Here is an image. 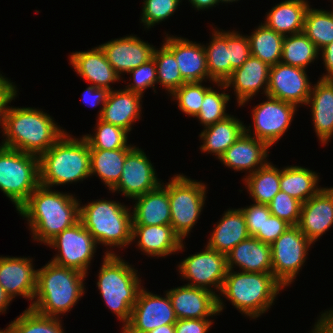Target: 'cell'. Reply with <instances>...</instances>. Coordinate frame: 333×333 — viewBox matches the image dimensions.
<instances>
[{"instance_id": "1", "label": "cell", "mask_w": 333, "mask_h": 333, "mask_svg": "<svg viewBox=\"0 0 333 333\" xmlns=\"http://www.w3.org/2000/svg\"><path fill=\"white\" fill-rule=\"evenodd\" d=\"M75 194L39 185L17 210L26 218L33 240L45 245L63 230L79 222L80 201Z\"/></svg>"}, {"instance_id": "2", "label": "cell", "mask_w": 333, "mask_h": 333, "mask_svg": "<svg viewBox=\"0 0 333 333\" xmlns=\"http://www.w3.org/2000/svg\"><path fill=\"white\" fill-rule=\"evenodd\" d=\"M15 94L4 111L2 145L24 153L40 156L53 146L66 132L53 118L41 109L10 107ZM59 126V127H58Z\"/></svg>"}, {"instance_id": "3", "label": "cell", "mask_w": 333, "mask_h": 333, "mask_svg": "<svg viewBox=\"0 0 333 333\" xmlns=\"http://www.w3.org/2000/svg\"><path fill=\"white\" fill-rule=\"evenodd\" d=\"M80 271L62 267L49 261L37 269V287L32 308L37 313L50 317L71 311L85 294L84 278Z\"/></svg>"}, {"instance_id": "4", "label": "cell", "mask_w": 333, "mask_h": 333, "mask_svg": "<svg viewBox=\"0 0 333 333\" xmlns=\"http://www.w3.org/2000/svg\"><path fill=\"white\" fill-rule=\"evenodd\" d=\"M90 176V149L84 137L73 138L65 132L39 156V183L42 186L51 188L76 183Z\"/></svg>"}, {"instance_id": "5", "label": "cell", "mask_w": 333, "mask_h": 333, "mask_svg": "<svg viewBox=\"0 0 333 333\" xmlns=\"http://www.w3.org/2000/svg\"><path fill=\"white\" fill-rule=\"evenodd\" d=\"M99 271L97 286L110 309L125 327L131 318L141 285L138 270L123 260L121 256L106 251Z\"/></svg>"}, {"instance_id": "6", "label": "cell", "mask_w": 333, "mask_h": 333, "mask_svg": "<svg viewBox=\"0 0 333 333\" xmlns=\"http://www.w3.org/2000/svg\"><path fill=\"white\" fill-rule=\"evenodd\" d=\"M284 287L272 273L234 272L227 270L220 294L231 301L240 313L258 318L266 313Z\"/></svg>"}, {"instance_id": "7", "label": "cell", "mask_w": 333, "mask_h": 333, "mask_svg": "<svg viewBox=\"0 0 333 333\" xmlns=\"http://www.w3.org/2000/svg\"><path fill=\"white\" fill-rule=\"evenodd\" d=\"M126 205L114 200L100 199L84 206L80 204L79 221L97 244L111 248L132 244V213Z\"/></svg>"}, {"instance_id": "8", "label": "cell", "mask_w": 333, "mask_h": 333, "mask_svg": "<svg viewBox=\"0 0 333 333\" xmlns=\"http://www.w3.org/2000/svg\"><path fill=\"white\" fill-rule=\"evenodd\" d=\"M39 185V157L0 144V190L16 210Z\"/></svg>"}, {"instance_id": "9", "label": "cell", "mask_w": 333, "mask_h": 333, "mask_svg": "<svg viewBox=\"0 0 333 333\" xmlns=\"http://www.w3.org/2000/svg\"><path fill=\"white\" fill-rule=\"evenodd\" d=\"M170 201L171 226L182 239L188 236L204 207L207 186L201 181L176 174L166 184Z\"/></svg>"}, {"instance_id": "10", "label": "cell", "mask_w": 333, "mask_h": 333, "mask_svg": "<svg viewBox=\"0 0 333 333\" xmlns=\"http://www.w3.org/2000/svg\"><path fill=\"white\" fill-rule=\"evenodd\" d=\"M312 244L298 226H290L271 244L272 274L284 288L295 280Z\"/></svg>"}, {"instance_id": "11", "label": "cell", "mask_w": 333, "mask_h": 333, "mask_svg": "<svg viewBox=\"0 0 333 333\" xmlns=\"http://www.w3.org/2000/svg\"><path fill=\"white\" fill-rule=\"evenodd\" d=\"M46 245L58 250L51 262L88 274L97 243L80 221L57 234Z\"/></svg>"}, {"instance_id": "12", "label": "cell", "mask_w": 333, "mask_h": 333, "mask_svg": "<svg viewBox=\"0 0 333 333\" xmlns=\"http://www.w3.org/2000/svg\"><path fill=\"white\" fill-rule=\"evenodd\" d=\"M266 98L252 109L253 134L251 126H245V132L272 147L289 128L297 107L267 95Z\"/></svg>"}, {"instance_id": "13", "label": "cell", "mask_w": 333, "mask_h": 333, "mask_svg": "<svg viewBox=\"0 0 333 333\" xmlns=\"http://www.w3.org/2000/svg\"><path fill=\"white\" fill-rule=\"evenodd\" d=\"M182 278L190 281L188 286L200 287L218 292L221 290L227 274L226 254L217 252L207 246L202 252H198L183 259L178 265Z\"/></svg>"}, {"instance_id": "14", "label": "cell", "mask_w": 333, "mask_h": 333, "mask_svg": "<svg viewBox=\"0 0 333 333\" xmlns=\"http://www.w3.org/2000/svg\"><path fill=\"white\" fill-rule=\"evenodd\" d=\"M160 297L142 287L132 307L129 323L122 327V333H148L155 328L175 324L177 317L168 293Z\"/></svg>"}, {"instance_id": "15", "label": "cell", "mask_w": 333, "mask_h": 333, "mask_svg": "<svg viewBox=\"0 0 333 333\" xmlns=\"http://www.w3.org/2000/svg\"><path fill=\"white\" fill-rule=\"evenodd\" d=\"M143 151L135 146L126 155L121 178L110 190L112 193L122 192L125 197L135 199L161 184L154 166Z\"/></svg>"}, {"instance_id": "16", "label": "cell", "mask_w": 333, "mask_h": 333, "mask_svg": "<svg viewBox=\"0 0 333 333\" xmlns=\"http://www.w3.org/2000/svg\"><path fill=\"white\" fill-rule=\"evenodd\" d=\"M166 292L170 297L177 319L210 318L209 316H216L224 309V302L220 294L204 288L183 285Z\"/></svg>"}, {"instance_id": "17", "label": "cell", "mask_w": 333, "mask_h": 333, "mask_svg": "<svg viewBox=\"0 0 333 333\" xmlns=\"http://www.w3.org/2000/svg\"><path fill=\"white\" fill-rule=\"evenodd\" d=\"M311 89L306 69L282 62L271 66L267 96L299 107L301 104L306 105Z\"/></svg>"}, {"instance_id": "18", "label": "cell", "mask_w": 333, "mask_h": 333, "mask_svg": "<svg viewBox=\"0 0 333 333\" xmlns=\"http://www.w3.org/2000/svg\"><path fill=\"white\" fill-rule=\"evenodd\" d=\"M271 66L260 59L251 56L242 66L233 71L231 76L224 83H216L221 89L233 87L236 94L238 106L245 105L249 99L262 90L266 96L269 84V74Z\"/></svg>"}, {"instance_id": "19", "label": "cell", "mask_w": 333, "mask_h": 333, "mask_svg": "<svg viewBox=\"0 0 333 333\" xmlns=\"http://www.w3.org/2000/svg\"><path fill=\"white\" fill-rule=\"evenodd\" d=\"M32 260L26 257H0V286L12 300L16 296L31 300L29 308L37 287V270Z\"/></svg>"}, {"instance_id": "20", "label": "cell", "mask_w": 333, "mask_h": 333, "mask_svg": "<svg viewBox=\"0 0 333 333\" xmlns=\"http://www.w3.org/2000/svg\"><path fill=\"white\" fill-rule=\"evenodd\" d=\"M107 61L120 75L139 67L153 57L155 47L136 35L117 38L99 45Z\"/></svg>"}, {"instance_id": "21", "label": "cell", "mask_w": 333, "mask_h": 333, "mask_svg": "<svg viewBox=\"0 0 333 333\" xmlns=\"http://www.w3.org/2000/svg\"><path fill=\"white\" fill-rule=\"evenodd\" d=\"M163 45L174 55L180 74L186 82H214L209 77L204 45L196 44L186 38L168 36Z\"/></svg>"}, {"instance_id": "22", "label": "cell", "mask_w": 333, "mask_h": 333, "mask_svg": "<svg viewBox=\"0 0 333 333\" xmlns=\"http://www.w3.org/2000/svg\"><path fill=\"white\" fill-rule=\"evenodd\" d=\"M297 226L312 243L333 226V187H323L302 203Z\"/></svg>"}, {"instance_id": "23", "label": "cell", "mask_w": 333, "mask_h": 333, "mask_svg": "<svg viewBox=\"0 0 333 333\" xmlns=\"http://www.w3.org/2000/svg\"><path fill=\"white\" fill-rule=\"evenodd\" d=\"M269 148L267 143L244 131L219 160L234 171H247L250 175L268 163Z\"/></svg>"}, {"instance_id": "24", "label": "cell", "mask_w": 333, "mask_h": 333, "mask_svg": "<svg viewBox=\"0 0 333 333\" xmlns=\"http://www.w3.org/2000/svg\"><path fill=\"white\" fill-rule=\"evenodd\" d=\"M69 58L74 71L95 87L111 91L110 83L121 80V75L107 61L100 46L88 51L72 52Z\"/></svg>"}, {"instance_id": "25", "label": "cell", "mask_w": 333, "mask_h": 333, "mask_svg": "<svg viewBox=\"0 0 333 333\" xmlns=\"http://www.w3.org/2000/svg\"><path fill=\"white\" fill-rule=\"evenodd\" d=\"M131 237L132 242L138 238V248L148 257H165L184 250L182 239L171 225H132Z\"/></svg>"}, {"instance_id": "26", "label": "cell", "mask_w": 333, "mask_h": 333, "mask_svg": "<svg viewBox=\"0 0 333 333\" xmlns=\"http://www.w3.org/2000/svg\"><path fill=\"white\" fill-rule=\"evenodd\" d=\"M142 97V95L125 88L111 90L99 119L130 132L133 122L135 123L141 117Z\"/></svg>"}, {"instance_id": "27", "label": "cell", "mask_w": 333, "mask_h": 333, "mask_svg": "<svg viewBox=\"0 0 333 333\" xmlns=\"http://www.w3.org/2000/svg\"><path fill=\"white\" fill-rule=\"evenodd\" d=\"M226 260L228 270L235 265L242 272L272 273L271 245L253 236L238 243L226 254Z\"/></svg>"}, {"instance_id": "28", "label": "cell", "mask_w": 333, "mask_h": 333, "mask_svg": "<svg viewBox=\"0 0 333 333\" xmlns=\"http://www.w3.org/2000/svg\"><path fill=\"white\" fill-rule=\"evenodd\" d=\"M306 105L311 107L315 133L324 145L333 137V79H320L312 86Z\"/></svg>"}, {"instance_id": "29", "label": "cell", "mask_w": 333, "mask_h": 333, "mask_svg": "<svg viewBox=\"0 0 333 333\" xmlns=\"http://www.w3.org/2000/svg\"><path fill=\"white\" fill-rule=\"evenodd\" d=\"M132 213V225H170L171 212L168 189L160 184L135 199Z\"/></svg>"}, {"instance_id": "30", "label": "cell", "mask_w": 333, "mask_h": 333, "mask_svg": "<svg viewBox=\"0 0 333 333\" xmlns=\"http://www.w3.org/2000/svg\"><path fill=\"white\" fill-rule=\"evenodd\" d=\"M248 237H250V234L241 209H228L217 222L206 246L217 252L227 254L238 243Z\"/></svg>"}, {"instance_id": "31", "label": "cell", "mask_w": 333, "mask_h": 333, "mask_svg": "<svg viewBox=\"0 0 333 333\" xmlns=\"http://www.w3.org/2000/svg\"><path fill=\"white\" fill-rule=\"evenodd\" d=\"M244 123L233 115L204 127L200 133L201 152L215 155L218 159L245 131Z\"/></svg>"}, {"instance_id": "32", "label": "cell", "mask_w": 333, "mask_h": 333, "mask_svg": "<svg viewBox=\"0 0 333 333\" xmlns=\"http://www.w3.org/2000/svg\"><path fill=\"white\" fill-rule=\"evenodd\" d=\"M307 0H285L272 7L264 24L284 36L303 32Z\"/></svg>"}, {"instance_id": "33", "label": "cell", "mask_w": 333, "mask_h": 333, "mask_svg": "<svg viewBox=\"0 0 333 333\" xmlns=\"http://www.w3.org/2000/svg\"><path fill=\"white\" fill-rule=\"evenodd\" d=\"M319 175L301 166H287L280 170V191L304 203L323 187L318 186ZM319 187V188H318Z\"/></svg>"}, {"instance_id": "34", "label": "cell", "mask_w": 333, "mask_h": 333, "mask_svg": "<svg viewBox=\"0 0 333 333\" xmlns=\"http://www.w3.org/2000/svg\"><path fill=\"white\" fill-rule=\"evenodd\" d=\"M133 148L115 150L90 149V175L102 180L109 191L121 178L126 155Z\"/></svg>"}, {"instance_id": "35", "label": "cell", "mask_w": 333, "mask_h": 333, "mask_svg": "<svg viewBox=\"0 0 333 333\" xmlns=\"http://www.w3.org/2000/svg\"><path fill=\"white\" fill-rule=\"evenodd\" d=\"M211 41L204 45L209 77L217 83H224L231 76V63L227 48V31L213 29Z\"/></svg>"}, {"instance_id": "36", "label": "cell", "mask_w": 333, "mask_h": 333, "mask_svg": "<svg viewBox=\"0 0 333 333\" xmlns=\"http://www.w3.org/2000/svg\"><path fill=\"white\" fill-rule=\"evenodd\" d=\"M247 191L256 203L268 204L280 191V169L268 162L243 178Z\"/></svg>"}, {"instance_id": "37", "label": "cell", "mask_w": 333, "mask_h": 333, "mask_svg": "<svg viewBox=\"0 0 333 333\" xmlns=\"http://www.w3.org/2000/svg\"><path fill=\"white\" fill-rule=\"evenodd\" d=\"M248 38L251 56L270 66L281 62L284 35L261 23Z\"/></svg>"}, {"instance_id": "38", "label": "cell", "mask_w": 333, "mask_h": 333, "mask_svg": "<svg viewBox=\"0 0 333 333\" xmlns=\"http://www.w3.org/2000/svg\"><path fill=\"white\" fill-rule=\"evenodd\" d=\"M320 50L303 33L284 36L281 62L287 65L306 69L318 58Z\"/></svg>"}, {"instance_id": "39", "label": "cell", "mask_w": 333, "mask_h": 333, "mask_svg": "<svg viewBox=\"0 0 333 333\" xmlns=\"http://www.w3.org/2000/svg\"><path fill=\"white\" fill-rule=\"evenodd\" d=\"M303 33L319 50L333 41V11L309 8L306 11Z\"/></svg>"}, {"instance_id": "40", "label": "cell", "mask_w": 333, "mask_h": 333, "mask_svg": "<svg viewBox=\"0 0 333 333\" xmlns=\"http://www.w3.org/2000/svg\"><path fill=\"white\" fill-rule=\"evenodd\" d=\"M60 317H50L27 308L7 326L11 333H65Z\"/></svg>"}, {"instance_id": "41", "label": "cell", "mask_w": 333, "mask_h": 333, "mask_svg": "<svg viewBox=\"0 0 333 333\" xmlns=\"http://www.w3.org/2000/svg\"><path fill=\"white\" fill-rule=\"evenodd\" d=\"M95 133L82 135L88 142L89 149L115 150L118 148H134L127 144L129 132L121 127L97 119Z\"/></svg>"}, {"instance_id": "42", "label": "cell", "mask_w": 333, "mask_h": 333, "mask_svg": "<svg viewBox=\"0 0 333 333\" xmlns=\"http://www.w3.org/2000/svg\"><path fill=\"white\" fill-rule=\"evenodd\" d=\"M157 70V83L171 94L186 81L182 78L174 55L164 46L154 49L153 57Z\"/></svg>"}, {"instance_id": "43", "label": "cell", "mask_w": 333, "mask_h": 333, "mask_svg": "<svg viewBox=\"0 0 333 333\" xmlns=\"http://www.w3.org/2000/svg\"><path fill=\"white\" fill-rule=\"evenodd\" d=\"M212 87H205L202 82H186L174 90L170 96L178 102V108L193 118L199 113L204 95Z\"/></svg>"}, {"instance_id": "44", "label": "cell", "mask_w": 333, "mask_h": 333, "mask_svg": "<svg viewBox=\"0 0 333 333\" xmlns=\"http://www.w3.org/2000/svg\"><path fill=\"white\" fill-rule=\"evenodd\" d=\"M230 95L211 88L205 95L199 113L195 116L203 127L215 124L231 114L226 113Z\"/></svg>"}, {"instance_id": "45", "label": "cell", "mask_w": 333, "mask_h": 333, "mask_svg": "<svg viewBox=\"0 0 333 333\" xmlns=\"http://www.w3.org/2000/svg\"><path fill=\"white\" fill-rule=\"evenodd\" d=\"M180 3L181 0H144L141 23L150 29L174 15Z\"/></svg>"}, {"instance_id": "46", "label": "cell", "mask_w": 333, "mask_h": 333, "mask_svg": "<svg viewBox=\"0 0 333 333\" xmlns=\"http://www.w3.org/2000/svg\"><path fill=\"white\" fill-rule=\"evenodd\" d=\"M272 215L284 220L291 226H297L300 220L302 202L279 191L267 204Z\"/></svg>"}, {"instance_id": "47", "label": "cell", "mask_w": 333, "mask_h": 333, "mask_svg": "<svg viewBox=\"0 0 333 333\" xmlns=\"http://www.w3.org/2000/svg\"><path fill=\"white\" fill-rule=\"evenodd\" d=\"M128 73H131L130 79L133 78V83H129V85L125 86V89L138 93L142 96L144 91L149 87H153L155 92V84H157V70L153 58Z\"/></svg>"}, {"instance_id": "48", "label": "cell", "mask_w": 333, "mask_h": 333, "mask_svg": "<svg viewBox=\"0 0 333 333\" xmlns=\"http://www.w3.org/2000/svg\"><path fill=\"white\" fill-rule=\"evenodd\" d=\"M227 48L230 55L231 74L240 68L250 57V43L248 35L244 36L238 31H227Z\"/></svg>"}, {"instance_id": "49", "label": "cell", "mask_w": 333, "mask_h": 333, "mask_svg": "<svg viewBox=\"0 0 333 333\" xmlns=\"http://www.w3.org/2000/svg\"><path fill=\"white\" fill-rule=\"evenodd\" d=\"M240 209L244 214L250 236L254 237L258 232H263L264 221L271 215L268 205L254 202Z\"/></svg>"}, {"instance_id": "50", "label": "cell", "mask_w": 333, "mask_h": 333, "mask_svg": "<svg viewBox=\"0 0 333 333\" xmlns=\"http://www.w3.org/2000/svg\"><path fill=\"white\" fill-rule=\"evenodd\" d=\"M291 225L280 218L270 215L265 219L263 232H258L254 237L263 243L272 244L281 234H283Z\"/></svg>"}, {"instance_id": "51", "label": "cell", "mask_w": 333, "mask_h": 333, "mask_svg": "<svg viewBox=\"0 0 333 333\" xmlns=\"http://www.w3.org/2000/svg\"><path fill=\"white\" fill-rule=\"evenodd\" d=\"M213 320L203 319H178L175 323V333H207Z\"/></svg>"}, {"instance_id": "52", "label": "cell", "mask_w": 333, "mask_h": 333, "mask_svg": "<svg viewBox=\"0 0 333 333\" xmlns=\"http://www.w3.org/2000/svg\"><path fill=\"white\" fill-rule=\"evenodd\" d=\"M109 92L110 91L108 89L98 88L90 85L85 89L82 95V100L84 101L83 103H85L86 105H90L93 108L98 106L99 104L101 105L97 118H99L102 113V108L107 101Z\"/></svg>"}, {"instance_id": "53", "label": "cell", "mask_w": 333, "mask_h": 333, "mask_svg": "<svg viewBox=\"0 0 333 333\" xmlns=\"http://www.w3.org/2000/svg\"><path fill=\"white\" fill-rule=\"evenodd\" d=\"M17 86L13 82L9 81L1 90H0V128H3L4 122V111L7 106V103L10 99L17 94Z\"/></svg>"}, {"instance_id": "54", "label": "cell", "mask_w": 333, "mask_h": 333, "mask_svg": "<svg viewBox=\"0 0 333 333\" xmlns=\"http://www.w3.org/2000/svg\"><path fill=\"white\" fill-rule=\"evenodd\" d=\"M320 316L311 333H333V309L325 311Z\"/></svg>"}, {"instance_id": "55", "label": "cell", "mask_w": 333, "mask_h": 333, "mask_svg": "<svg viewBox=\"0 0 333 333\" xmlns=\"http://www.w3.org/2000/svg\"><path fill=\"white\" fill-rule=\"evenodd\" d=\"M320 51L326 69V74H323L320 79H333V41Z\"/></svg>"}, {"instance_id": "56", "label": "cell", "mask_w": 333, "mask_h": 333, "mask_svg": "<svg viewBox=\"0 0 333 333\" xmlns=\"http://www.w3.org/2000/svg\"><path fill=\"white\" fill-rule=\"evenodd\" d=\"M190 4H192L193 7H195L197 10H204L209 9L211 7H216V5H219L218 0H189Z\"/></svg>"}, {"instance_id": "57", "label": "cell", "mask_w": 333, "mask_h": 333, "mask_svg": "<svg viewBox=\"0 0 333 333\" xmlns=\"http://www.w3.org/2000/svg\"><path fill=\"white\" fill-rule=\"evenodd\" d=\"M12 299L9 297V295L6 293V291L0 286V314L5 313L7 307L11 303Z\"/></svg>"}, {"instance_id": "58", "label": "cell", "mask_w": 333, "mask_h": 333, "mask_svg": "<svg viewBox=\"0 0 333 333\" xmlns=\"http://www.w3.org/2000/svg\"><path fill=\"white\" fill-rule=\"evenodd\" d=\"M148 333H175V324L162 325Z\"/></svg>"}, {"instance_id": "59", "label": "cell", "mask_w": 333, "mask_h": 333, "mask_svg": "<svg viewBox=\"0 0 333 333\" xmlns=\"http://www.w3.org/2000/svg\"><path fill=\"white\" fill-rule=\"evenodd\" d=\"M5 76H2V74H0V90L10 81L7 78H4Z\"/></svg>"}, {"instance_id": "60", "label": "cell", "mask_w": 333, "mask_h": 333, "mask_svg": "<svg viewBox=\"0 0 333 333\" xmlns=\"http://www.w3.org/2000/svg\"><path fill=\"white\" fill-rule=\"evenodd\" d=\"M219 1V3H232V2H237V1H239V0H218Z\"/></svg>"}, {"instance_id": "61", "label": "cell", "mask_w": 333, "mask_h": 333, "mask_svg": "<svg viewBox=\"0 0 333 333\" xmlns=\"http://www.w3.org/2000/svg\"><path fill=\"white\" fill-rule=\"evenodd\" d=\"M0 333H11V332L6 328L5 330L4 329L3 330L0 329Z\"/></svg>"}]
</instances>
